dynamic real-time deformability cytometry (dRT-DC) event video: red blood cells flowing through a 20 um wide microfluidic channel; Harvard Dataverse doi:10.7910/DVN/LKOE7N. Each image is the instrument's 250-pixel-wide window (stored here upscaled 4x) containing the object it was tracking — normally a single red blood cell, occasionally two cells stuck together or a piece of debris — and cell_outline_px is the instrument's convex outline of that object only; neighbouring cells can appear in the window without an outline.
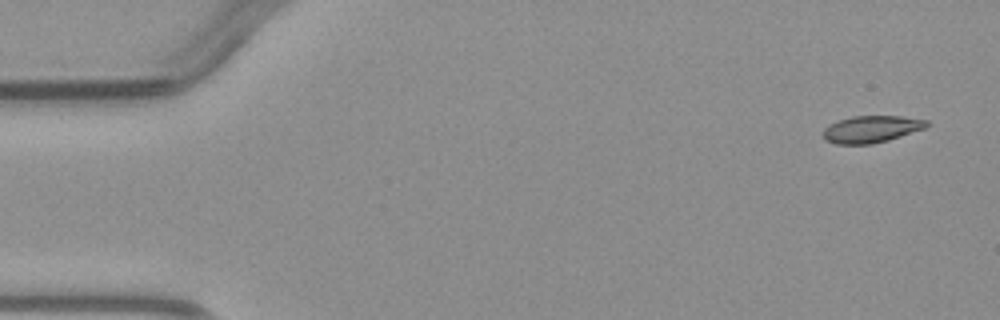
{"species": "common noctule bat (a hibernating species)", "species_latin": "Nyctalus noctula", "temperature_condition": "warm", "stored_images_in_passage": 4, "segment_of_instrument_passage": [2, 2], "camera_frame_rate_fps": 3000, "um_per_image_px": 0.085, "animal": {"sex": "male", "body_mass_g": 23.1, "forearm_length_mm": 52.7}, "frame": {"image": 1, "passage_image": 4, "time_ms": 3.333, "image_size_px": [1000, 320], "cell_outline_px": [[928, 124], [924, 128], [888, 140], [872, 144], [836, 144], [828, 140], [824, 136], [824, 128], [828, 124], [852, 116], [900, 116], [928, 120]], "centroid_in_image_um": [74.06, 10.97], "position_along_channel_um": 10.9, "area_um2": 16.01}}